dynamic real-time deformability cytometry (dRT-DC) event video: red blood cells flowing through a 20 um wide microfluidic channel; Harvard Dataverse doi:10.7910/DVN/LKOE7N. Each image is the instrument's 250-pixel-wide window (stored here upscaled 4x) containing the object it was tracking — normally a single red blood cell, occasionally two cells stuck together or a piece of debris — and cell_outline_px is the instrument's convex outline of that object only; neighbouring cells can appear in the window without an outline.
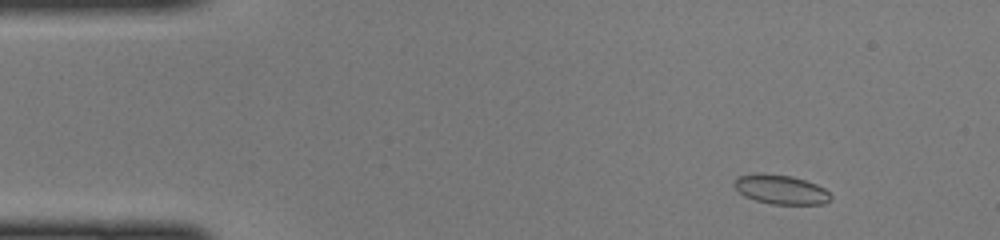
{"species": "common noctule bat (a hibernating species)", "species_latin": "Nyctalus noctula", "temperature_condition": "cold", "stored_images_in_passage": 46, "camera_frame_rate_fps": 3000, "um_per_image_px": 0.085, "animal": {"sex": "female", "body_mass_g": 22.0, "forearm_length_mm": 56.7}, "frame": {"image": 1, "passage_image": 4, "time_ms": 1.0, "image_size_px": [1000, 240], "cell_outline_px": [[832, 200], [824, 204], [772, 204], [756, 200], [744, 196], [732, 184], [736, 176], [792, 176], [816, 184], [824, 188], [832, 196]], "centroid_in_image_um": [66.43, 16.16], "position_along_channel_um": 18.6, "area_um2": 15.84}}
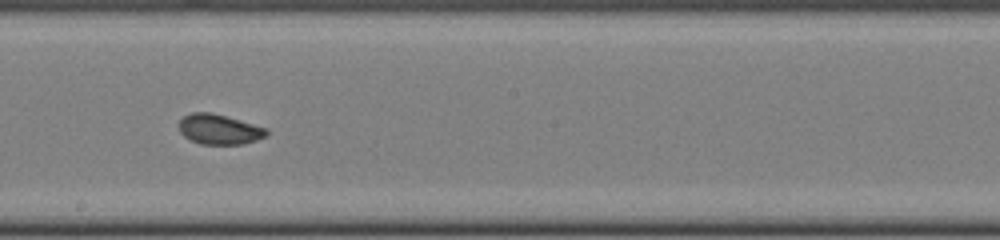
{"frame": {"image": 2, "passage_image": 25, "time_ms": 8.0, "image_size_px": [1000, 240], "cell_outline_px": [[268, 136], [256, 140], [240, 144], [200, 144], [184, 136], [180, 132], [180, 120], [184, 116], [192, 112], [212, 112], [268, 128]], "centroid_in_image_um": [18.66, 10.99], "position_along_channel_um": 229.5, "area_um2": 15.32}}
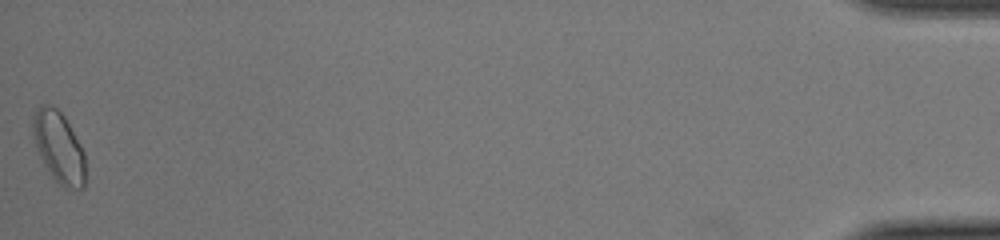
{"frame": {"image": 3, "passage_image": 46, "time_ms": 15.0, "image_size_px": [1000, 240], "cell_outline_px": [[84, 188], [64, 188], [52, 176], [44, 164], [36, 144], [32, 132], [32, 116], [36, 108], [40, 104], [48, 104], [56, 108], [64, 116], [80, 144], [84, 152]], "centroid_in_image_um": [4.98, 12.47], "position_along_channel_um": 430.2, "area_um2": 21.44}}